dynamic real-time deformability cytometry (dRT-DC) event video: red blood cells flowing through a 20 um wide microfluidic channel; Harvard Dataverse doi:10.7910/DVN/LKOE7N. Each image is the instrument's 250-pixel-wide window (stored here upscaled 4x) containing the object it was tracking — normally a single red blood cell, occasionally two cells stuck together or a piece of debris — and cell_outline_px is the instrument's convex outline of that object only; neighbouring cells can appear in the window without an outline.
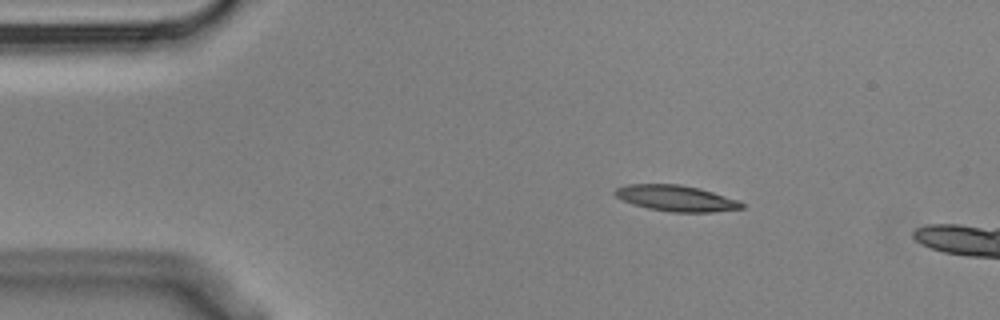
{"species": "Egyptian fruit bat (a non-hibernating species)", "species_latin": "Rousettus aegyptiacus", "temperature_condition": "cold", "stored_images_in_passage": 4, "camera_frame_rate_fps": 3000, "um_per_image_px": 0.085, "animal": {"sex": "male"}, "frame": {"image": 1, "passage_image": 2, "time_ms": 0.333, "image_size_px": [1000, 320], "cell_outline_px": [[744, 208], [712, 212], [672, 212], [648, 208], [632, 204], [616, 196], [612, 192], [616, 188], [628, 184], [680, 184], [700, 188], [740, 200], [744, 204]], "centroid_in_image_um": [57.49, 16.85], "position_along_channel_um": 27.5, "area_um2": 19.25}}